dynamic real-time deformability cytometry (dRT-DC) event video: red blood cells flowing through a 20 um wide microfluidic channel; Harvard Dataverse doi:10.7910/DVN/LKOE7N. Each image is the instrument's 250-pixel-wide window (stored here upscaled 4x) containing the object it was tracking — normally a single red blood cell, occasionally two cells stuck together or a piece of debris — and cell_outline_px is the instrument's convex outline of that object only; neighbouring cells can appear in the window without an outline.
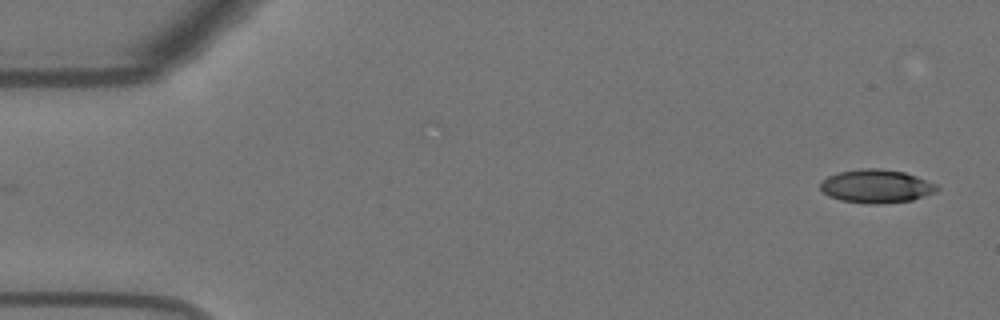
{"species": "Egyptian fruit bat (a non-hibernating species)", "species_latin": "Rousettus aegyptiacus", "temperature_condition": "warm", "stored_images_in_passage": 13, "camera_frame_rate_fps": 3000, "um_per_image_px": 0.085, "animal": {"sex": "female"}, "frame": {"image": 1, "passage_image": 1, "time_ms": 0.0, "image_size_px": [1000, 320], "cell_outline_px": [[940, 188], [936, 192], [912, 200], [880, 204], [872, 204], [840, 200], [828, 196], [820, 188], [820, 180], [836, 172], [860, 168], [880, 168], [904, 172], [916, 176], [936, 184]], "centroid_in_image_um": [74.46, 15.82], "position_along_channel_um": 10.5, "area_um2": 22.89}}
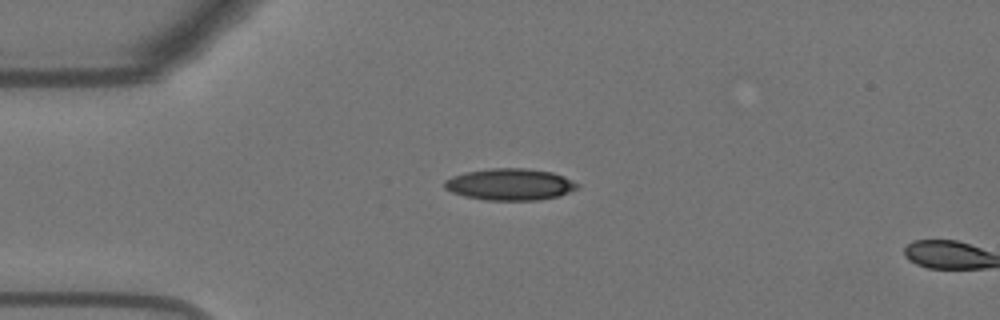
{"frame": {"image": 2, "passage_image": 12, "time_ms": 3.667, "image_size_px": [1000, 320], "cell_outline_px": [[580, 184], [576, 188], [560, 196], [540, 200], [488, 200], [464, 196], [452, 192], [444, 188], [444, 180], [452, 176], [464, 172], [492, 168], [528, 168], [552, 172], [564, 176]], "centroid_in_image_um": [43.34, 15.67], "position_along_channel_um": 41.7, "area_um2": 24.62}}